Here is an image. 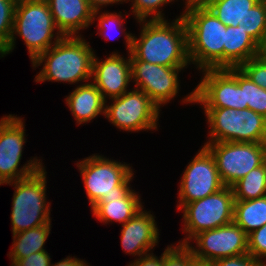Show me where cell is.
<instances>
[{
    "instance_id": "1",
    "label": "cell",
    "mask_w": 266,
    "mask_h": 266,
    "mask_svg": "<svg viewBox=\"0 0 266 266\" xmlns=\"http://www.w3.org/2000/svg\"><path fill=\"white\" fill-rule=\"evenodd\" d=\"M141 32L133 35L130 60H141L152 64L187 68L188 30L184 17L168 20H140Z\"/></svg>"
},
{
    "instance_id": "2",
    "label": "cell",
    "mask_w": 266,
    "mask_h": 266,
    "mask_svg": "<svg viewBox=\"0 0 266 266\" xmlns=\"http://www.w3.org/2000/svg\"><path fill=\"white\" fill-rule=\"evenodd\" d=\"M95 51L81 36H64L54 46L39 54L32 67L43 66L35 82H62L80 85L92 79ZM82 81V83H81Z\"/></svg>"
},
{
    "instance_id": "3",
    "label": "cell",
    "mask_w": 266,
    "mask_h": 266,
    "mask_svg": "<svg viewBox=\"0 0 266 266\" xmlns=\"http://www.w3.org/2000/svg\"><path fill=\"white\" fill-rule=\"evenodd\" d=\"M181 16L188 30V56L196 69L224 68V25L206 6L185 8Z\"/></svg>"
},
{
    "instance_id": "4",
    "label": "cell",
    "mask_w": 266,
    "mask_h": 266,
    "mask_svg": "<svg viewBox=\"0 0 266 266\" xmlns=\"http://www.w3.org/2000/svg\"><path fill=\"white\" fill-rule=\"evenodd\" d=\"M16 36L24 40L31 62L64 37L58 31L48 2L33 0H17L12 35L8 45L0 52V58L14 50Z\"/></svg>"
},
{
    "instance_id": "5",
    "label": "cell",
    "mask_w": 266,
    "mask_h": 266,
    "mask_svg": "<svg viewBox=\"0 0 266 266\" xmlns=\"http://www.w3.org/2000/svg\"><path fill=\"white\" fill-rule=\"evenodd\" d=\"M129 165L99 154L77 161L91 208L102 198H123L131 190L134 172Z\"/></svg>"
},
{
    "instance_id": "6",
    "label": "cell",
    "mask_w": 266,
    "mask_h": 266,
    "mask_svg": "<svg viewBox=\"0 0 266 266\" xmlns=\"http://www.w3.org/2000/svg\"><path fill=\"white\" fill-rule=\"evenodd\" d=\"M46 174L44 166L28 177L5 183L15 188L10 217L12 234L51 222V202L46 199Z\"/></svg>"
},
{
    "instance_id": "7",
    "label": "cell",
    "mask_w": 266,
    "mask_h": 266,
    "mask_svg": "<svg viewBox=\"0 0 266 266\" xmlns=\"http://www.w3.org/2000/svg\"><path fill=\"white\" fill-rule=\"evenodd\" d=\"M207 119V142L266 143V118L246 109L202 108Z\"/></svg>"
},
{
    "instance_id": "8",
    "label": "cell",
    "mask_w": 266,
    "mask_h": 266,
    "mask_svg": "<svg viewBox=\"0 0 266 266\" xmlns=\"http://www.w3.org/2000/svg\"><path fill=\"white\" fill-rule=\"evenodd\" d=\"M234 194L231 187L225 186L218 192L203 199L184 204L183 232L186 236L178 244L187 245L198 233L225 226L233 222Z\"/></svg>"
},
{
    "instance_id": "9",
    "label": "cell",
    "mask_w": 266,
    "mask_h": 266,
    "mask_svg": "<svg viewBox=\"0 0 266 266\" xmlns=\"http://www.w3.org/2000/svg\"><path fill=\"white\" fill-rule=\"evenodd\" d=\"M199 84L182 102L200 104L202 108L246 109L243 90L237 82V68L201 70Z\"/></svg>"
},
{
    "instance_id": "10",
    "label": "cell",
    "mask_w": 266,
    "mask_h": 266,
    "mask_svg": "<svg viewBox=\"0 0 266 266\" xmlns=\"http://www.w3.org/2000/svg\"><path fill=\"white\" fill-rule=\"evenodd\" d=\"M25 131L24 120L17 115L9 114L0 120V186L28 177L43 167L42 159L31 157L18 168L26 143Z\"/></svg>"
},
{
    "instance_id": "11",
    "label": "cell",
    "mask_w": 266,
    "mask_h": 266,
    "mask_svg": "<svg viewBox=\"0 0 266 266\" xmlns=\"http://www.w3.org/2000/svg\"><path fill=\"white\" fill-rule=\"evenodd\" d=\"M109 100L113 103L105 104L104 116L120 131H153L158 128L161 109L142 90L129 89Z\"/></svg>"
},
{
    "instance_id": "12",
    "label": "cell",
    "mask_w": 266,
    "mask_h": 266,
    "mask_svg": "<svg viewBox=\"0 0 266 266\" xmlns=\"http://www.w3.org/2000/svg\"><path fill=\"white\" fill-rule=\"evenodd\" d=\"M214 156L223 184L232 187L252 169L264 162L266 143L206 142Z\"/></svg>"
},
{
    "instance_id": "13",
    "label": "cell",
    "mask_w": 266,
    "mask_h": 266,
    "mask_svg": "<svg viewBox=\"0 0 266 266\" xmlns=\"http://www.w3.org/2000/svg\"><path fill=\"white\" fill-rule=\"evenodd\" d=\"M185 168L177 191L178 210L184 204L203 199L225 187L215 158L205 146H202Z\"/></svg>"
},
{
    "instance_id": "14",
    "label": "cell",
    "mask_w": 266,
    "mask_h": 266,
    "mask_svg": "<svg viewBox=\"0 0 266 266\" xmlns=\"http://www.w3.org/2000/svg\"><path fill=\"white\" fill-rule=\"evenodd\" d=\"M191 240L196 246L188 243L187 247L193 256L200 260L213 262L220 258L248 253V234L234 222L202 231Z\"/></svg>"
},
{
    "instance_id": "15",
    "label": "cell",
    "mask_w": 266,
    "mask_h": 266,
    "mask_svg": "<svg viewBox=\"0 0 266 266\" xmlns=\"http://www.w3.org/2000/svg\"><path fill=\"white\" fill-rule=\"evenodd\" d=\"M130 61L134 88L146 93L159 108L170 103L179 94V72L185 68L162 66L141 60Z\"/></svg>"
},
{
    "instance_id": "16",
    "label": "cell",
    "mask_w": 266,
    "mask_h": 266,
    "mask_svg": "<svg viewBox=\"0 0 266 266\" xmlns=\"http://www.w3.org/2000/svg\"><path fill=\"white\" fill-rule=\"evenodd\" d=\"M125 58L118 51L112 52L103 61L94 55L91 82L106 102L107 98L119 97L129 91L127 88L132 82L130 53Z\"/></svg>"
},
{
    "instance_id": "17",
    "label": "cell",
    "mask_w": 266,
    "mask_h": 266,
    "mask_svg": "<svg viewBox=\"0 0 266 266\" xmlns=\"http://www.w3.org/2000/svg\"><path fill=\"white\" fill-rule=\"evenodd\" d=\"M139 210L122 225L121 246L125 253L138 258L154 250L159 243V229L151 211Z\"/></svg>"
},
{
    "instance_id": "18",
    "label": "cell",
    "mask_w": 266,
    "mask_h": 266,
    "mask_svg": "<svg viewBox=\"0 0 266 266\" xmlns=\"http://www.w3.org/2000/svg\"><path fill=\"white\" fill-rule=\"evenodd\" d=\"M54 22L63 36H81L80 30L93 23V10L87 0H48ZM79 31V32H78Z\"/></svg>"
},
{
    "instance_id": "19",
    "label": "cell",
    "mask_w": 266,
    "mask_h": 266,
    "mask_svg": "<svg viewBox=\"0 0 266 266\" xmlns=\"http://www.w3.org/2000/svg\"><path fill=\"white\" fill-rule=\"evenodd\" d=\"M71 114L74 116L77 125L85 124L99 115L105 114L106 100L102 93L90 81L82 85H78L65 98Z\"/></svg>"
},
{
    "instance_id": "20",
    "label": "cell",
    "mask_w": 266,
    "mask_h": 266,
    "mask_svg": "<svg viewBox=\"0 0 266 266\" xmlns=\"http://www.w3.org/2000/svg\"><path fill=\"white\" fill-rule=\"evenodd\" d=\"M140 196L131 189L123 198H102L91 208L92 215L104 224L115 221L124 225L144 207Z\"/></svg>"
},
{
    "instance_id": "21",
    "label": "cell",
    "mask_w": 266,
    "mask_h": 266,
    "mask_svg": "<svg viewBox=\"0 0 266 266\" xmlns=\"http://www.w3.org/2000/svg\"><path fill=\"white\" fill-rule=\"evenodd\" d=\"M259 56V44L242 28L227 26L224 43V68H238Z\"/></svg>"
},
{
    "instance_id": "22",
    "label": "cell",
    "mask_w": 266,
    "mask_h": 266,
    "mask_svg": "<svg viewBox=\"0 0 266 266\" xmlns=\"http://www.w3.org/2000/svg\"><path fill=\"white\" fill-rule=\"evenodd\" d=\"M51 225V222H48L42 226L13 234V244L7 254L11 258V265L33 253L45 251L44 245L51 233Z\"/></svg>"
},
{
    "instance_id": "23",
    "label": "cell",
    "mask_w": 266,
    "mask_h": 266,
    "mask_svg": "<svg viewBox=\"0 0 266 266\" xmlns=\"http://www.w3.org/2000/svg\"><path fill=\"white\" fill-rule=\"evenodd\" d=\"M233 222L247 234L266 224V196L234 201Z\"/></svg>"
},
{
    "instance_id": "24",
    "label": "cell",
    "mask_w": 266,
    "mask_h": 266,
    "mask_svg": "<svg viewBox=\"0 0 266 266\" xmlns=\"http://www.w3.org/2000/svg\"><path fill=\"white\" fill-rule=\"evenodd\" d=\"M260 0H213L206 7L226 26L237 27Z\"/></svg>"
},
{
    "instance_id": "25",
    "label": "cell",
    "mask_w": 266,
    "mask_h": 266,
    "mask_svg": "<svg viewBox=\"0 0 266 266\" xmlns=\"http://www.w3.org/2000/svg\"><path fill=\"white\" fill-rule=\"evenodd\" d=\"M231 188L234 200L246 201L266 196V166L264 162L252 169Z\"/></svg>"
},
{
    "instance_id": "26",
    "label": "cell",
    "mask_w": 266,
    "mask_h": 266,
    "mask_svg": "<svg viewBox=\"0 0 266 266\" xmlns=\"http://www.w3.org/2000/svg\"><path fill=\"white\" fill-rule=\"evenodd\" d=\"M101 10L99 11H94L93 12V23L95 22V20L98 21V32L96 33L97 35L101 36V37H105L106 39L110 40L112 34L108 33L111 30H114V33L116 32V34H119V32L121 34L124 33L125 36V45H126V50H128L127 52L130 53L131 49H132V41H133V35L132 33H130V31H128V33L126 32V28L124 29V25L125 24L124 20H126V18H124L123 15L126 14H122L121 11H119V13L117 14L116 12L112 13V12H108V11H104L102 12ZM115 26V27H114ZM99 33V34H98ZM115 34V35H116ZM114 35V36H115ZM113 36V37H114Z\"/></svg>"
},
{
    "instance_id": "27",
    "label": "cell",
    "mask_w": 266,
    "mask_h": 266,
    "mask_svg": "<svg viewBox=\"0 0 266 266\" xmlns=\"http://www.w3.org/2000/svg\"><path fill=\"white\" fill-rule=\"evenodd\" d=\"M237 82L243 90L244 105L266 118V89L252 82L239 68Z\"/></svg>"
},
{
    "instance_id": "28",
    "label": "cell",
    "mask_w": 266,
    "mask_h": 266,
    "mask_svg": "<svg viewBox=\"0 0 266 266\" xmlns=\"http://www.w3.org/2000/svg\"><path fill=\"white\" fill-rule=\"evenodd\" d=\"M241 24L245 32L260 45L266 36V0H260L249 9Z\"/></svg>"
},
{
    "instance_id": "29",
    "label": "cell",
    "mask_w": 266,
    "mask_h": 266,
    "mask_svg": "<svg viewBox=\"0 0 266 266\" xmlns=\"http://www.w3.org/2000/svg\"><path fill=\"white\" fill-rule=\"evenodd\" d=\"M132 2L131 12L137 21L140 20H166L162 7L175 0H126ZM178 1V0H176ZM162 10V11H161ZM151 16V17H150ZM149 17V18H148Z\"/></svg>"
},
{
    "instance_id": "30",
    "label": "cell",
    "mask_w": 266,
    "mask_h": 266,
    "mask_svg": "<svg viewBox=\"0 0 266 266\" xmlns=\"http://www.w3.org/2000/svg\"><path fill=\"white\" fill-rule=\"evenodd\" d=\"M17 0H0V52L8 45L12 31Z\"/></svg>"
},
{
    "instance_id": "31",
    "label": "cell",
    "mask_w": 266,
    "mask_h": 266,
    "mask_svg": "<svg viewBox=\"0 0 266 266\" xmlns=\"http://www.w3.org/2000/svg\"><path fill=\"white\" fill-rule=\"evenodd\" d=\"M193 258L187 245L171 244L163 252V266H189Z\"/></svg>"
},
{
    "instance_id": "32",
    "label": "cell",
    "mask_w": 266,
    "mask_h": 266,
    "mask_svg": "<svg viewBox=\"0 0 266 266\" xmlns=\"http://www.w3.org/2000/svg\"><path fill=\"white\" fill-rule=\"evenodd\" d=\"M252 82L266 89V61L256 56L238 67Z\"/></svg>"
},
{
    "instance_id": "33",
    "label": "cell",
    "mask_w": 266,
    "mask_h": 266,
    "mask_svg": "<svg viewBox=\"0 0 266 266\" xmlns=\"http://www.w3.org/2000/svg\"><path fill=\"white\" fill-rule=\"evenodd\" d=\"M248 253L256 259L266 261V224L248 234Z\"/></svg>"
},
{
    "instance_id": "34",
    "label": "cell",
    "mask_w": 266,
    "mask_h": 266,
    "mask_svg": "<svg viewBox=\"0 0 266 266\" xmlns=\"http://www.w3.org/2000/svg\"><path fill=\"white\" fill-rule=\"evenodd\" d=\"M214 266H262L263 261L249 253L232 257L220 258L212 262Z\"/></svg>"
},
{
    "instance_id": "35",
    "label": "cell",
    "mask_w": 266,
    "mask_h": 266,
    "mask_svg": "<svg viewBox=\"0 0 266 266\" xmlns=\"http://www.w3.org/2000/svg\"><path fill=\"white\" fill-rule=\"evenodd\" d=\"M46 250L42 252H36L29 255L27 258L17 260L11 266H50L51 256Z\"/></svg>"
},
{
    "instance_id": "36",
    "label": "cell",
    "mask_w": 266,
    "mask_h": 266,
    "mask_svg": "<svg viewBox=\"0 0 266 266\" xmlns=\"http://www.w3.org/2000/svg\"><path fill=\"white\" fill-rule=\"evenodd\" d=\"M127 266H163V253L158 257L153 252H149L136 258Z\"/></svg>"
},
{
    "instance_id": "37",
    "label": "cell",
    "mask_w": 266,
    "mask_h": 266,
    "mask_svg": "<svg viewBox=\"0 0 266 266\" xmlns=\"http://www.w3.org/2000/svg\"><path fill=\"white\" fill-rule=\"evenodd\" d=\"M84 261L85 260H81L79 258H76L75 256H73V258H72V256L71 257L67 256L66 258L60 260L59 262H57L55 264L51 263L50 266H90V264L87 265L88 263L86 261L85 262Z\"/></svg>"
},
{
    "instance_id": "38",
    "label": "cell",
    "mask_w": 266,
    "mask_h": 266,
    "mask_svg": "<svg viewBox=\"0 0 266 266\" xmlns=\"http://www.w3.org/2000/svg\"><path fill=\"white\" fill-rule=\"evenodd\" d=\"M93 11H99L100 9L109 6L110 4H122L126 3V0H87Z\"/></svg>"
},
{
    "instance_id": "39",
    "label": "cell",
    "mask_w": 266,
    "mask_h": 266,
    "mask_svg": "<svg viewBox=\"0 0 266 266\" xmlns=\"http://www.w3.org/2000/svg\"><path fill=\"white\" fill-rule=\"evenodd\" d=\"M213 0H185V8L194 7V6H207Z\"/></svg>"
},
{
    "instance_id": "40",
    "label": "cell",
    "mask_w": 266,
    "mask_h": 266,
    "mask_svg": "<svg viewBox=\"0 0 266 266\" xmlns=\"http://www.w3.org/2000/svg\"><path fill=\"white\" fill-rule=\"evenodd\" d=\"M189 266H214V265L210 261L200 260L194 257L189 263Z\"/></svg>"
},
{
    "instance_id": "41",
    "label": "cell",
    "mask_w": 266,
    "mask_h": 266,
    "mask_svg": "<svg viewBox=\"0 0 266 266\" xmlns=\"http://www.w3.org/2000/svg\"><path fill=\"white\" fill-rule=\"evenodd\" d=\"M259 56L266 61V36L262 43L259 45Z\"/></svg>"
},
{
    "instance_id": "42",
    "label": "cell",
    "mask_w": 266,
    "mask_h": 266,
    "mask_svg": "<svg viewBox=\"0 0 266 266\" xmlns=\"http://www.w3.org/2000/svg\"><path fill=\"white\" fill-rule=\"evenodd\" d=\"M264 164H265V166H266V154H265V158H264Z\"/></svg>"
},
{
    "instance_id": "43",
    "label": "cell",
    "mask_w": 266,
    "mask_h": 266,
    "mask_svg": "<svg viewBox=\"0 0 266 266\" xmlns=\"http://www.w3.org/2000/svg\"><path fill=\"white\" fill-rule=\"evenodd\" d=\"M262 266H266V261H263Z\"/></svg>"
},
{
    "instance_id": "44",
    "label": "cell",
    "mask_w": 266,
    "mask_h": 266,
    "mask_svg": "<svg viewBox=\"0 0 266 266\" xmlns=\"http://www.w3.org/2000/svg\"><path fill=\"white\" fill-rule=\"evenodd\" d=\"M33 1H46L47 2L48 0H33Z\"/></svg>"
}]
</instances>
